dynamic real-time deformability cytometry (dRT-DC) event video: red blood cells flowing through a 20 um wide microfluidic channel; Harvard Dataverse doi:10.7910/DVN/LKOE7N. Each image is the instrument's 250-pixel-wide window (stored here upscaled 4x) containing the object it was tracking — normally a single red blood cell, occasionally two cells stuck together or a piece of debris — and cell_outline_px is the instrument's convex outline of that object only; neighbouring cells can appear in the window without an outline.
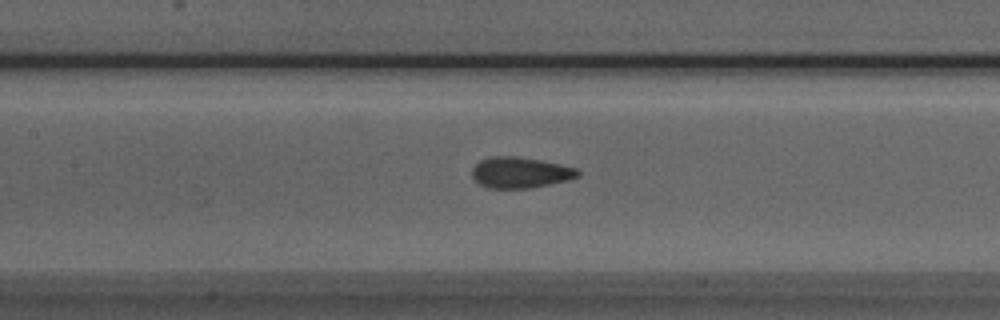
{"species": "Egyptian fruit bat (a non-hibernating species)", "species_latin": "Rousettus aegyptiacus", "temperature_condition": "room temperature", "stored_images_in_passage": 43, "camera_frame_rate_fps": 3000, "um_per_image_px": 0.085, "animal": {"sex": "male"}, "frame": {"image": 1, "passage_image": 13, "time_ms": 4.0, "image_size_px": [1000, 320], "cell_outline_px": [[580, 176], [568, 180], [528, 188], [488, 188], [480, 184], [472, 176], [472, 168], [480, 160], [492, 156], [516, 156], [540, 160], [560, 164], [576, 168], [580, 172]], "centroid_in_image_um": [44.22, 14.66], "position_along_channel_um": 163.2, "area_um2": 18.96}}
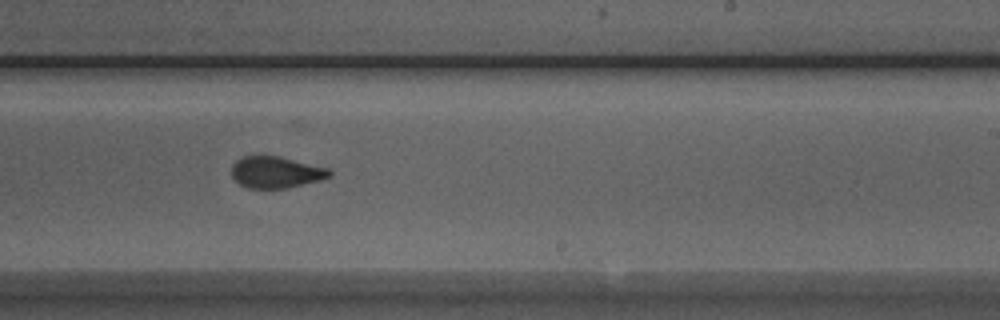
{"frame": {"image": 2, "passage_image": 21, "time_ms": 6.667, "image_size_px": [1000, 320], "cell_outline_px": [[332, 176], [320, 180], [288, 188], [248, 188], [240, 184], [232, 176], [232, 164], [236, 160], [244, 156], [280, 156], [328, 168], [332, 172]], "centroid_in_image_um": [23.47, 14.64], "position_along_channel_um": 265.5, "area_um2": 17.98}}
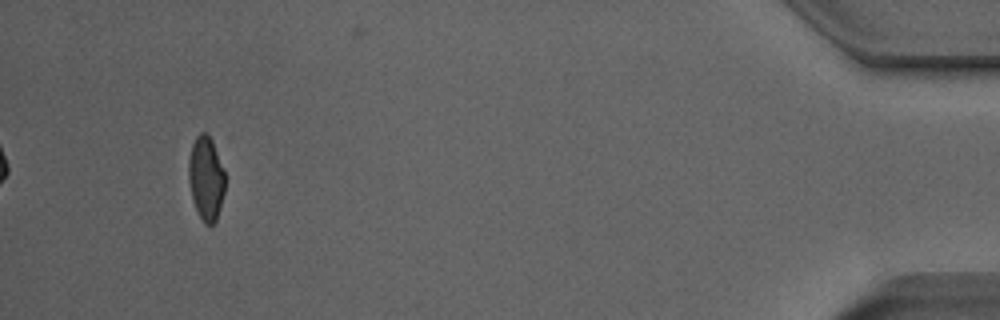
{"frame": {"image": 3, "passage_image": 39, "time_ms": 12.667, "image_size_px": [1000, 320], "cell_outline_px": [[224, 192], [216, 220], [212, 224], [204, 224], [196, 208], [192, 196], [188, 176], [188, 160], [192, 144], [196, 136], [200, 132], [208, 132], [212, 140], [224, 172]], "centroid_in_image_um": [17.5, 15.11], "position_along_channel_um": 417.7, "area_um2": 17.57}, "authors_computed_cell_mechanics": {"area_um2": 18.6694, "velocity_mm_per_s": 3.8623, "shape_relaxation_time_tau1_ms": 8.3375, "shape_relaxation_time_tau2_ms": 0.9751, "deformation_change_tau1": 0.1736, "deformation_change_tau2": 0.0704}}